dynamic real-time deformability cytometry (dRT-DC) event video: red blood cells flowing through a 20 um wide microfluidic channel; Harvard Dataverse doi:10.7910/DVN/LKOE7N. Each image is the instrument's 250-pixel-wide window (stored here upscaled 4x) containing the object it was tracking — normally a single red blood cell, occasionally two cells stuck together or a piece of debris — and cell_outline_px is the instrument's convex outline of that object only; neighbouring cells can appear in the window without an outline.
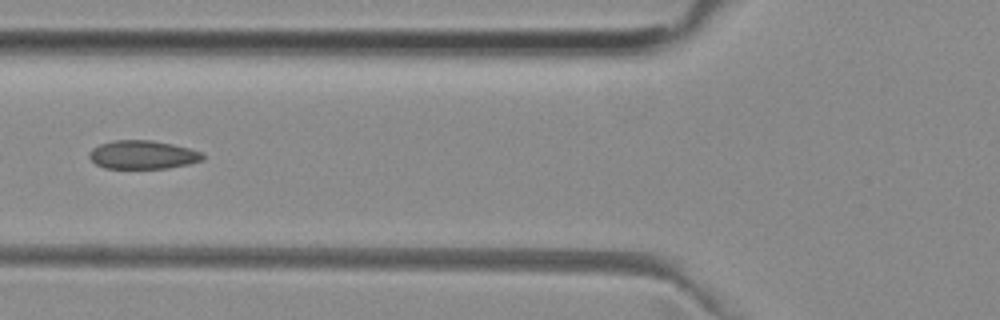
{"species": "common noctule bat (a hibernating species)", "species_latin": "Nyctalus noctula", "temperature_condition": "room temperature", "stored_images_in_passage": 34, "camera_frame_rate_fps": 3000, "um_per_image_px": 0.085, "animal": {"sex": "female", "body_mass_g": 29.2, "forearm_length_mm": 56.3}, "frame": {"image": 1, "passage_image": 6, "time_ms": 1.667, "image_size_px": [1000, 320], "cell_outline_px": [[204, 160], [188, 164], [168, 168], [104, 168], [96, 164], [88, 156], [88, 152], [92, 148], [100, 144], [116, 140], [152, 140], [172, 144], [204, 152]], "centroid_in_image_um": [12.14, 13.15], "position_along_channel_um": 113.7, "area_um2": 18.9}}
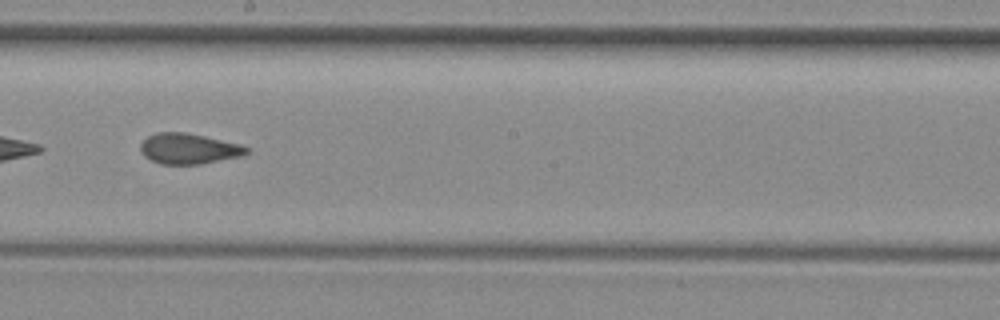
{"frame": {"image": 2, "passage_image": 15, "time_ms": 4.667, "image_size_px": [1000, 320], "cell_outline_px": [[252, 152], [244, 156], [200, 164], [160, 164], [144, 156], [140, 148], [140, 144], [148, 136], [156, 132], [184, 132], [204, 136], [240, 144], [252, 148]], "centroid_in_image_um": [16.11, 12.64], "position_along_channel_um": 232.1, "area_um2": 19.07}, "authors_computed_cell_mechanics": {"area_um2": 19.2763, "velocity_mm_per_s": 3.9517, "shape_relaxation_time_tau1_ms": null, "shape_relaxation_time_tau2_ms": 2.035, "deformation_change_tau1": null, "deformation_change_tau2": 0.0937}}